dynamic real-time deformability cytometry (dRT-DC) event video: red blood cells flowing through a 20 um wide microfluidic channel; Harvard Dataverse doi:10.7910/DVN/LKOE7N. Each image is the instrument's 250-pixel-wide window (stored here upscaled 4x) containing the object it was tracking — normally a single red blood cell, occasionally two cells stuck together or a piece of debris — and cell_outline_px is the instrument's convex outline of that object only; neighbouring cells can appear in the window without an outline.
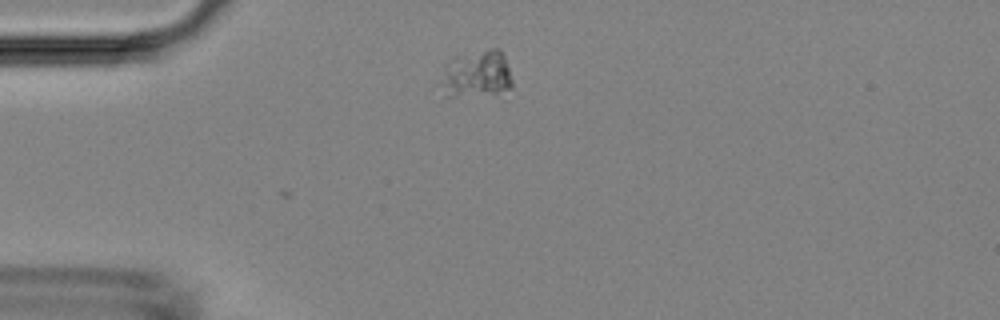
{"species": "Egyptian fruit bat (a non-hibernating species)", "species_latin": "Rousettus aegyptiacus", "temperature_condition": "room temperature", "stored_images_in_passage": 3, "camera_frame_rate_fps": 3000, "um_per_image_px": 0.085, "animal": {"sex": "female"}, "frame": {"image": 1, "passage_image": 1, "time_ms": 0.0, "image_size_px": [1000, 320], "cell_outline_px": [[512, 88], [496, 92], [452, 96], [448, 96], [444, 84], [444, 64], [448, 60], [456, 56], [488, 48], [500, 48], [504, 56], [512, 80]], "centroid_in_image_um": [40.56, 6.22], "position_along_channel_um": 44.4, "area_um2": 18.9}}